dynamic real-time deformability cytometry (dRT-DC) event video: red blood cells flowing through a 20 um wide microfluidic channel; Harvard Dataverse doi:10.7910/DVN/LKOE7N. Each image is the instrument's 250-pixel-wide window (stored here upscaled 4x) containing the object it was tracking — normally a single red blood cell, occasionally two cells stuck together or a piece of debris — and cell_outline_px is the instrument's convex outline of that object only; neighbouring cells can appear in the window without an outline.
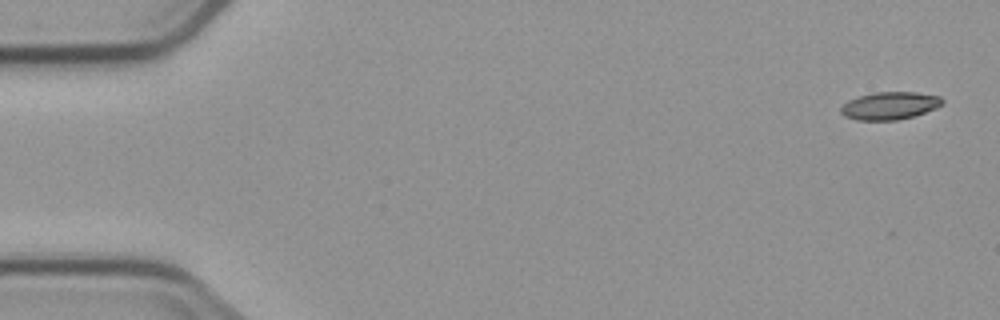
{"species": "common noctule bat (a hibernating species)", "species_latin": "Nyctalus noctula", "temperature_condition": "cold", "stored_images_in_passage": 5, "camera_frame_rate_fps": 3000, "um_per_image_px": 0.085, "animal": {"sex": "male", "body_mass_g": 23.1, "forearm_length_mm": 52.7}, "frame": {"image": 1, "passage_image": 1, "time_ms": 0.0, "image_size_px": [1000, 320], "cell_outline_px": [[944, 104], [936, 108], [912, 116], [896, 120], [856, 120], [844, 116], [840, 112], [840, 108], [848, 100], [860, 96], [876, 92], [916, 92], [940, 96], [944, 100]], "centroid_in_image_um": [75.63, 8.98], "position_along_channel_um": 9.4, "area_um2": 16.3}}